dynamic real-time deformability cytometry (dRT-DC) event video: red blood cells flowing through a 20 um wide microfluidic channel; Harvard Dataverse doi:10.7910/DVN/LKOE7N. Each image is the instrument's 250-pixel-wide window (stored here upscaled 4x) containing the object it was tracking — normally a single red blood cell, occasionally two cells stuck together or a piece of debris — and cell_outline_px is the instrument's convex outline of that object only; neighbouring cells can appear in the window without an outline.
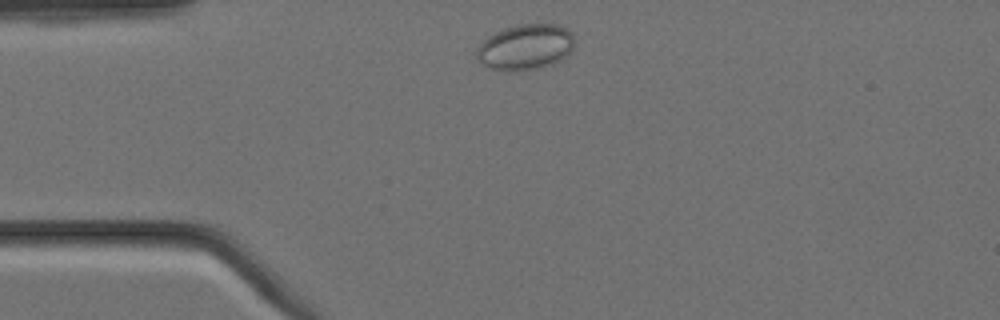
{"species": "Egyptian fruit bat (a non-hibernating species)", "species_latin": "Rousettus aegyptiacus", "temperature_condition": "cold", "stored_images_in_passage": 2, "camera_frame_rate_fps": 3000, "um_per_image_px": 0.085, "animal": {"sex": "female"}, "frame": {"image": 1, "passage_image": 1, "time_ms": 0.0, "image_size_px": [1000, 320], "cell_outline_px": [[576, 40], [568, 56], [552, 64], [536, 68], [504, 72], [492, 68], [484, 64], [476, 56], [476, 48], [488, 36], [496, 32], [520, 24], [560, 24], [568, 28], [572, 32]], "centroid_in_image_um": [44.71, 3.99], "position_along_channel_um": 40.3, "area_um2": 26.07}}